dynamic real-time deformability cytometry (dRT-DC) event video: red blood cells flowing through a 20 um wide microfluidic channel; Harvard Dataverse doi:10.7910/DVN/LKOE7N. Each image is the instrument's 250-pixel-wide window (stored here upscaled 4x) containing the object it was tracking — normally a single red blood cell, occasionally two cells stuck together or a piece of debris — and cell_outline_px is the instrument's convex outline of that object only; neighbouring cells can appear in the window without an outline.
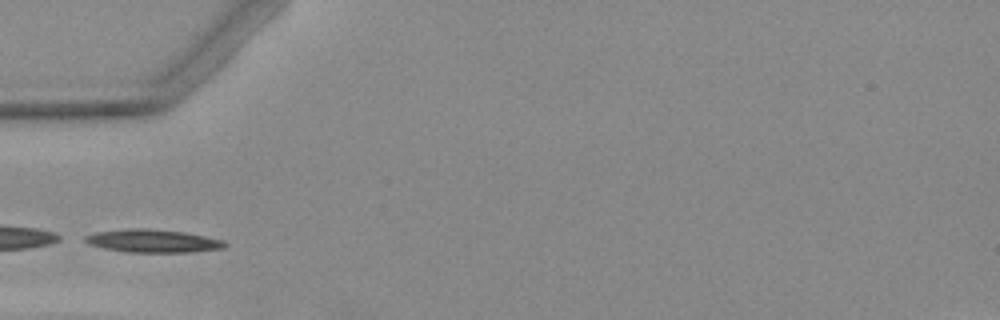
{"species": "Egyptian fruit bat (a non-hibernating species)", "species_latin": "Rousettus aegyptiacus", "temperature_condition": "warm", "stored_images_in_passage": 3, "segment_of_instrument_passage": [2, 2], "camera_frame_rate_fps": 3000, "um_per_image_px": 0.085, "animal": {"sex": "female"}, "frame": {"image": 1, "passage_image": 2, "time_ms": 1.333, "image_size_px": [1000, 320], "cell_outline_px": [[228, 244], [224, 248], [192, 252], [128, 252], [104, 248], [88, 244], [84, 240], [84, 236], [96, 232], [128, 228], [148, 228], [184, 232], [224, 240]], "centroid_in_image_um": [12.99, 20.47], "position_along_channel_um": 72.0, "area_um2": 18.79}}
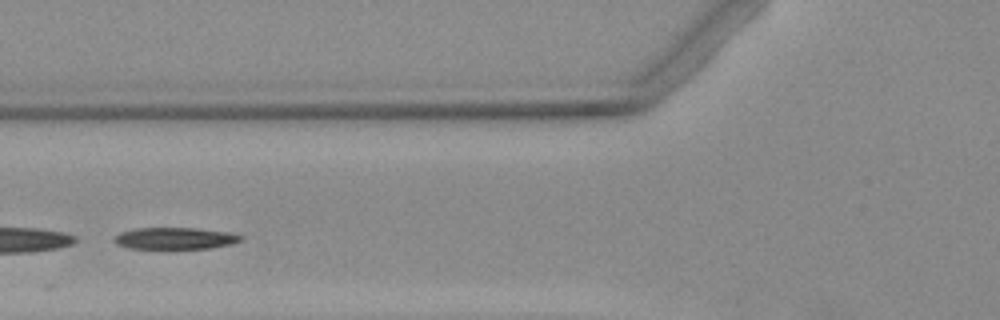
{"frame": {"image": 2, "passage_image": 3, "time_ms": 2.333, "image_size_px": [1000, 320], "cell_outline_px": [[244, 236], [240, 240], [228, 244], [212, 248], [128, 248], [116, 244], [112, 240], [120, 232], [136, 228], [196, 228], [228, 232]], "centroid_in_image_um": [14.83, 20.25], "position_along_channel_um": 111.0, "area_um2": 15.84}}